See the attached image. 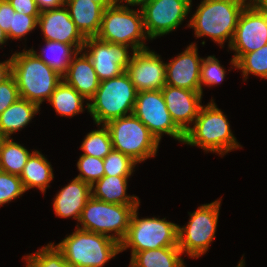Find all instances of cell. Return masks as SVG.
<instances>
[{
    "label": "cell",
    "instance_id": "obj_26",
    "mask_svg": "<svg viewBox=\"0 0 267 267\" xmlns=\"http://www.w3.org/2000/svg\"><path fill=\"white\" fill-rule=\"evenodd\" d=\"M45 43V49L42 48L39 54L33 47L30 50L50 68L63 76L67 72L73 56L78 51L71 44L50 40H45Z\"/></svg>",
    "mask_w": 267,
    "mask_h": 267
},
{
    "label": "cell",
    "instance_id": "obj_21",
    "mask_svg": "<svg viewBox=\"0 0 267 267\" xmlns=\"http://www.w3.org/2000/svg\"><path fill=\"white\" fill-rule=\"evenodd\" d=\"M65 6L81 34L85 38L96 37L104 9L91 0H65Z\"/></svg>",
    "mask_w": 267,
    "mask_h": 267
},
{
    "label": "cell",
    "instance_id": "obj_46",
    "mask_svg": "<svg viewBox=\"0 0 267 267\" xmlns=\"http://www.w3.org/2000/svg\"><path fill=\"white\" fill-rule=\"evenodd\" d=\"M244 263H245L244 259H241V260L239 261L237 267H245V264H244Z\"/></svg>",
    "mask_w": 267,
    "mask_h": 267
},
{
    "label": "cell",
    "instance_id": "obj_15",
    "mask_svg": "<svg viewBox=\"0 0 267 267\" xmlns=\"http://www.w3.org/2000/svg\"><path fill=\"white\" fill-rule=\"evenodd\" d=\"M126 72L137 92L161 90L166 85V63L149 48L134 51Z\"/></svg>",
    "mask_w": 267,
    "mask_h": 267
},
{
    "label": "cell",
    "instance_id": "obj_19",
    "mask_svg": "<svg viewBox=\"0 0 267 267\" xmlns=\"http://www.w3.org/2000/svg\"><path fill=\"white\" fill-rule=\"evenodd\" d=\"M91 185L75 177L56 194L53 209L56 216L73 218L79 222L86 202L91 198Z\"/></svg>",
    "mask_w": 267,
    "mask_h": 267
},
{
    "label": "cell",
    "instance_id": "obj_34",
    "mask_svg": "<svg viewBox=\"0 0 267 267\" xmlns=\"http://www.w3.org/2000/svg\"><path fill=\"white\" fill-rule=\"evenodd\" d=\"M225 68L221 66L220 61L213 55L203 58L200 71L201 93L203 94L202 86H214L221 84L225 78Z\"/></svg>",
    "mask_w": 267,
    "mask_h": 267
},
{
    "label": "cell",
    "instance_id": "obj_7",
    "mask_svg": "<svg viewBox=\"0 0 267 267\" xmlns=\"http://www.w3.org/2000/svg\"><path fill=\"white\" fill-rule=\"evenodd\" d=\"M105 126L113 150L129 156L137 164L156 156L160 142L134 114L113 119Z\"/></svg>",
    "mask_w": 267,
    "mask_h": 267
},
{
    "label": "cell",
    "instance_id": "obj_42",
    "mask_svg": "<svg viewBox=\"0 0 267 267\" xmlns=\"http://www.w3.org/2000/svg\"><path fill=\"white\" fill-rule=\"evenodd\" d=\"M97 4H99L103 9H106L108 7H111L117 3H119L118 0H91Z\"/></svg>",
    "mask_w": 267,
    "mask_h": 267
},
{
    "label": "cell",
    "instance_id": "obj_38",
    "mask_svg": "<svg viewBox=\"0 0 267 267\" xmlns=\"http://www.w3.org/2000/svg\"><path fill=\"white\" fill-rule=\"evenodd\" d=\"M15 12L25 15L39 16L40 11L35 0H8Z\"/></svg>",
    "mask_w": 267,
    "mask_h": 267
},
{
    "label": "cell",
    "instance_id": "obj_11",
    "mask_svg": "<svg viewBox=\"0 0 267 267\" xmlns=\"http://www.w3.org/2000/svg\"><path fill=\"white\" fill-rule=\"evenodd\" d=\"M267 44V13L255 0L242 10L229 49L235 51L230 64L236 69V61L244 54L258 50Z\"/></svg>",
    "mask_w": 267,
    "mask_h": 267
},
{
    "label": "cell",
    "instance_id": "obj_17",
    "mask_svg": "<svg viewBox=\"0 0 267 267\" xmlns=\"http://www.w3.org/2000/svg\"><path fill=\"white\" fill-rule=\"evenodd\" d=\"M203 58L198 56L196 43H191L177 57L166 62V85L201 93L200 71Z\"/></svg>",
    "mask_w": 267,
    "mask_h": 267
},
{
    "label": "cell",
    "instance_id": "obj_8",
    "mask_svg": "<svg viewBox=\"0 0 267 267\" xmlns=\"http://www.w3.org/2000/svg\"><path fill=\"white\" fill-rule=\"evenodd\" d=\"M138 206L111 204L91 196L82 210L76 227L107 235L121 243L127 235L131 215Z\"/></svg>",
    "mask_w": 267,
    "mask_h": 267
},
{
    "label": "cell",
    "instance_id": "obj_35",
    "mask_svg": "<svg viewBox=\"0 0 267 267\" xmlns=\"http://www.w3.org/2000/svg\"><path fill=\"white\" fill-rule=\"evenodd\" d=\"M22 180L18 175L0 170V207L25 193Z\"/></svg>",
    "mask_w": 267,
    "mask_h": 267
},
{
    "label": "cell",
    "instance_id": "obj_39",
    "mask_svg": "<svg viewBox=\"0 0 267 267\" xmlns=\"http://www.w3.org/2000/svg\"><path fill=\"white\" fill-rule=\"evenodd\" d=\"M15 10L8 0H0V27L8 34L12 27Z\"/></svg>",
    "mask_w": 267,
    "mask_h": 267
},
{
    "label": "cell",
    "instance_id": "obj_5",
    "mask_svg": "<svg viewBox=\"0 0 267 267\" xmlns=\"http://www.w3.org/2000/svg\"><path fill=\"white\" fill-rule=\"evenodd\" d=\"M56 247L72 267H104L121 252L120 243L113 238L77 227Z\"/></svg>",
    "mask_w": 267,
    "mask_h": 267
},
{
    "label": "cell",
    "instance_id": "obj_28",
    "mask_svg": "<svg viewBox=\"0 0 267 267\" xmlns=\"http://www.w3.org/2000/svg\"><path fill=\"white\" fill-rule=\"evenodd\" d=\"M31 154L13 138H4L0 146V170L20 176Z\"/></svg>",
    "mask_w": 267,
    "mask_h": 267
},
{
    "label": "cell",
    "instance_id": "obj_29",
    "mask_svg": "<svg viewBox=\"0 0 267 267\" xmlns=\"http://www.w3.org/2000/svg\"><path fill=\"white\" fill-rule=\"evenodd\" d=\"M97 126L99 129L92 130L83 139L80 149L83 155L104 159L113 150V144L108 128L104 124Z\"/></svg>",
    "mask_w": 267,
    "mask_h": 267
},
{
    "label": "cell",
    "instance_id": "obj_47",
    "mask_svg": "<svg viewBox=\"0 0 267 267\" xmlns=\"http://www.w3.org/2000/svg\"><path fill=\"white\" fill-rule=\"evenodd\" d=\"M4 138L5 137L0 133V146H1V143H2V141H3Z\"/></svg>",
    "mask_w": 267,
    "mask_h": 267
},
{
    "label": "cell",
    "instance_id": "obj_44",
    "mask_svg": "<svg viewBox=\"0 0 267 267\" xmlns=\"http://www.w3.org/2000/svg\"><path fill=\"white\" fill-rule=\"evenodd\" d=\"M7 40V33L0 27V45L5 44Z\"/></svg>",
    "mask_w": 267,
    "mask_h": 267
},
{
    "label": "cell",
    "instance_id": "obj_3",
    "mask_svg": "<svg viewBox=\"0 0 267 267\" xmlns=\"http://www.w3.org/2000/svg\"><path fill=\"white\" fill-rule=\"evenodd\" d=\"M185 133L184 144L223 156L242 146L230 129V123L213 99L200 108L195 121Z\"/></svg>",
    "mask_w": 267,
    "mask_h": 267
},
{
    "label": "cell",
    "instance_id": "obj_24",
    "mask_svg": "<svg viewBox=\"0 0 267 267\" xmlns=\"http://www.w3.org/2000/svg\"><path fill=\"white\" fill-rule=\"evenodd\" d=\"M31 152L32 154L19 177L26 191L31 188H37L44 194L54 178L53 168L40 151Z\"/></svg>",
    "mask_w": 267,
    "mask_h": 267
},
{
    "label": "cell",
    "instance_id": "obj_13",
    "mask_svg": "<svg viewBox=\"0 0 267 267\" xmlns=\"http://www.w3.org/2000/svg\"><path fill=\"white\" fill-rule=\"evenodd\" d=\"M192 0H150L141 6L144 28L150 40L177 29L188 16Z\"/></svg>",
    "mask_w": 267,
    "mask_h": 267
},
{
    "label": "cell",
    "instance_id": "obj_41",
    "mask_svg": "<svg viewBox=\"0 0 267 267\" xmlns=\"http://www.w3.org/2000/svg\"><path fill=\"white\" fill-rule=\"evenodd\" d=\"M12 76V60L11 57L4 61L0 62V84L4 83Z\"/></svg>",
    "mask_w": 267,
    "mask_h": 267
},
{
    "label": "cell",
    "instance_id": "obj_37",
    "mask_svg": "<svg viewBox=\"0 0 267 267\" xmlns=\"http://www.w3.org/2000/svg\"><path fill=\"white\" fill-rule=\"evenodd\" d=\"M20 98L15 78L11 76L0 84V114Z\"/></svg>",
    "mask_w": 267,
    "mask_h": 267
},
{
    "label": "cell",
    "instance_id": "obj_27",
    "mask_svg": "<svg viewBox=\"0 0 267 267\" xmlns=\"http://www.w3.org/2000/svg\"><path fill=\"white\" fill-rule=\"evenodd\" d=\"M85 98L63 80L53 91L49 103L61 116L73 117L84 111Z\"/></svg>",
    "mask_w": 267,
    "mask_h": 267
},
{
    "label": "cell",
    "instance_id": "obj_9",
    "mask_svg": "<svg viewBox=\"0 0 267 267\" xmlns=\"http://www.w3.org/2000/svg\"><path fill=\"white\" fill-rule=\"evenodd\" d=\"M139 206L131 215L129 229L120 243L121 252L131 248V253L162 247H178V225L159 217H138Z\"/></svg>",
    "mask_w": 267,
    "mask_h": 267
},
{
    "label": "cell",
    "instance_id": "obj_23",
    "mask_svg": "<svg viewBox=\"0 0 267 267\" xmlns=\"http://www.w3.org/2000/svg\"><path fill=\"white\" fill-rule=\"evenodd\" d=\"M39 111L36 103L20 97L0 114V133L5 138H11L12 134L25 128Z\"/></svg>",
    "mask_w": 267,
    "mask_h": 267
},
{
    "label": "cell",
    "instance_id": "obj_40",
    "mask_svg": "<svg viewBox=\"0 0 267 267\" xmlns=\"http://www.w3.org/2000/svg\"><path fill=\"white\" fill-rule=\"evenodd\" d=\"M40 12L60 8L65 5V0H35Z\"/></svg>",
    "mask_w": 267,
    "mask_h": 267
},
{
    "label": "cell",
    "instance_id": "obj_14",
    "mask_svg": "<svg viewBox=\"0 0 267 267\" xmlns=\"http://www.w3.org/2000/svg\"><path fill=\"white\" fill-rule=\"evenodd\" d=\"M129 48L132 49L128 45L105 42L97 37H87L82 50L90 58L98 79L104 81L120 76L127 70L134 54V51L129 53Z\"/></svg>",
    "mask_w": 267,
    "mask_h": 267
},
{
    "label": "cell",
    "instance_id": "obj_18",
    "mask_svg": "<svg viewBox=\"0 0 267 267\" xmlns=\"http://www.w3.org/2000/svg\"><path fill=\"white\" fill-rule=\"evenodd\" d=\"M161 92L173 122L185 133L198 116L203 94L170 85H165Z\"/></svg>",
    "mask_w": 267,
    "mask_h": 267
},
{
    "label": "cell",
    "instance_id": "obj_22",
    "mask_svg": "<svg viewBox=\"0 0 267 267\" xmlns=\"http://www.w3.org/2000/svg\"><path fill=\"white\" fill-rule=\"evenodd\" d=\"M130 176H103L91 186L92 197L111 204L140 205L135 195H127Z\"/></svg>",
    "mask_w": 267,
    "mask_h": 267
},
{
    "label": "cell",
    "instance_id": "obj_25",
    "mask_svg": "<svg viewBox=\"0 0 267 267\" xmlns=\"http://www.w3.org/2000/svg\"><path fill=\"white\" fill-rule=\"evenodd\" d=\"M178 247H162L131 253L129 267H186Z\"/></svg>",
    "mask_w": 267,
    "mask_h": 267
},
{
    "label": "cell",
    "instance_id": "obj_20",
    "mask_svg": "<svg viewBox=\"0 0 267 267\" xmlns=\"http://www.w3.org/2000/svg\"><path fill=\"white\" fill-rule=\"evenodd\" d=\"M82 52V53H81ZM80 54V56H79ZM63 81L72 86L79 94L89 101L97 91L100 80L87 54L80 50L72 58Z\"/></svg>",
    "mask_w": 267,
    "mask_h": 267
},
{
    "label": "cell",
    "instance_id": "obj_43",
    "mask_svg": "<svg viewBox=\"0 0 267 267\" xmlns=\"http://www.w3.org/2000/svg\"><path fill=\"white\" fill-rule=\"evenodd\" d=\"M119 1V3H122L123 1V5H124V3H126V5H128V6H136V5H140L139 7H141L144 3H146V2H148V1H150V0H118Z\"/></svg>",
    "mask_w": 267,
    "mask_h": 267
},
{
    "label": "cell",
    "instance_id": "obj_10",
    "mask_svg": "<svg viewBox=\"0 0 267 267\" xmlns=\"http://www.w3.org/2000/svg\"><path fill=\"white\" fill-rule=\"evenodd\" d=\"M221 200L203 204L193 213L186 226L178 225V248L190 258L206 254L216 234Z\"/></svg>",
    "mask_w": 267,
    "mask_h": 267
},
{
    "label": "cell",
    "instance_id": "obj_32",
    "mask_svg": "<svg viewBox=\"0 0 267 267\" xmlns=\"http://www.w3.org/2000/svg\"><path fill=\"white\" fill-rule=\"evenodd\" d=\"M104 176H131L137 165L129 156L112 150L104 159Z\"/></svg>",
    "mask_w": 267,
    "mask_h": 267
},
{
    "label": "cell",
    "instance_id": "obj_45",
    "mask_svg": "<svg viewBox=\"0 0 267 267\" xmlns=\"http://www.w3.org/2000/svg\"><path fill=\"white\" fill-rule=\"evenodd\" d=\"M255 1L267 13V0H255Z\"/></svg>",
    "mask_w": 267,
    "mask_h": 267
},
{
    "label": "cell",
    "instance_id": "obj_12",
    "mask_svg": "<svg viewBox=\"0 0 267 267\" xmlns=\"http://www.w3.org/2000/svg\"><path fill=\"white\" fill-rule=\"evenodd\" d=\"M133 114L159 142L167 134L183 143L184 133L173 122L161 90L137 92Z\"/></svg>",
    "mask_w": 267,
    "mask_h": 267
},
{
    "label": "cell",
    "instance_id": "obj_30",
    "mask_svg": "<svg viewBox=\"0 0 267 267\" xmlns=\"http://www.w3.org/2000/svg\"><path fill=\"white\" fill-rule=\"evenodd\" d=\"M236 69L241 70L244 81L249 74L267 79V44L256 51L242 55L236 61Z\"/></svg>",
    "mask_w": 267,
    "mask_h": 267
},
{
    "label": "cell",
    "instance_id": "obj_33",
    "mask_svg": "<svg viewBox=\"0 0 267 267\" xmlns=\"http://www.w3.org/2000/svg\"><path fill=\"white\" fill-rule=\"evenodd\" d=\"M103 165V159L82 154L77 162L79 175L76 177L92 186L104 176Z\"/></svg>",
    "mask_w": 267,
    "mask_h": 267
},
{
    "label": "cell",
    "instance_id": "obj_1",
    "mask_svg": "<svg viewBox=\"0 0 267 267\" xmlns=\"http://www.w3.org/2000/svg\"><path fill=\"white\" fill-rule=\"evenodd\" d=\"M250 1L201 0L187 27L194 28L195 37L207 36L220 47H224V42H228L229 48L239 16Z\"/></svg>",
    "mask_w": 267,
    "mask_h": 267
},
{
    "label": "cell",
    "instance_id": "obj_2",
    "mask_svg": "<svg viewBox=\"0 0 267 267\" xmlns=\"http://www.w3.org/2000/svg\"><path fill=\"white\" fill-rule=\"evenodd\" d=\"M12 76L15 78L19 96L36 103L39 107L49 101L62 76L50 68L30 49L15 52L11 56Z\"/></svg>",
    "mask_w": 267,
    "mask_h": 267
},
{
    "label": "cell",
    "instance_id": "obj_16",
    "mask_svg": "<svg viewBox=\"0 0 267 267\" xmlns=\"http://www.w3.org/2000/svg\"><path fill=\"white\" fill-rule=\"evenodd\" d=\"M37 26L44 35V41L50 40L71 44L77 51L82 50L86 38L76 28L65 5L40 12Z\"/></svg>",
    "mask_w": 267,
    "mask_h": 267
},
{
    "label": "cell",
    "instance_id": "obj_31",
    "mask_svg": "<svg viewBox=\"0 0 267 267\" xmlns=\"http://www.w3.org/2000/svg\"><path fill=\"white\" fill-rule=\"evenodd\" d=\"M54 244L49 243L37 252L24 256L26 267H72Z\"/></svg>",
    "mask_w": 267,
    "mask_h": 267
},
{
    "label": "cell",
    "instance_id": "obj_36",
    "mask_svg": "<svg viewBox=\"0 0 267 267\" xmlns=\"http://www.w3.org/2000/svg\"><path fill=\"white\" fill-rule=\"evenodd\" d=\"M38 17L15 12L13 14L12 27H10V31L7 34L8 39L21 40L22 37L37 27Z\"/></svg>",
    "mask_w": 267,
    "mask_h": 267
},
{
    "label": "cell",
    "instance_id": "obj_4",
    "mask_svg": "<svg viewBox=\"0 0 267 267\" xmlns=\"http://www.w3.org/2000/svg\"><path fill=\"white\" fill-rule=\"evenodd\" d=\"M137 90L125 71L120 76L100 81L95 95L86 103L87 112L97 125L133 114Z\"/></svg>",
    "mask_w": 267,
    "mask_h": 267
},
{
    "label": "cell",
    "instance_id": "obj_6",
    "mask_svg": "<svg viewBox=\"0 0 267 267\" xmlns=\"http://www.w3.org/2000/svg\"><path fill=\"white\" fill-rule=\"evenodd\" d=\"M96 37L105 42L128 45L132 47L131 51L147 49L145 40L149 37L144 28L141 8L134 10L117 3L104 9Z\"/></svg>",
    "mask_w": 267,
    "mask_h": 267
}]
</instances>
